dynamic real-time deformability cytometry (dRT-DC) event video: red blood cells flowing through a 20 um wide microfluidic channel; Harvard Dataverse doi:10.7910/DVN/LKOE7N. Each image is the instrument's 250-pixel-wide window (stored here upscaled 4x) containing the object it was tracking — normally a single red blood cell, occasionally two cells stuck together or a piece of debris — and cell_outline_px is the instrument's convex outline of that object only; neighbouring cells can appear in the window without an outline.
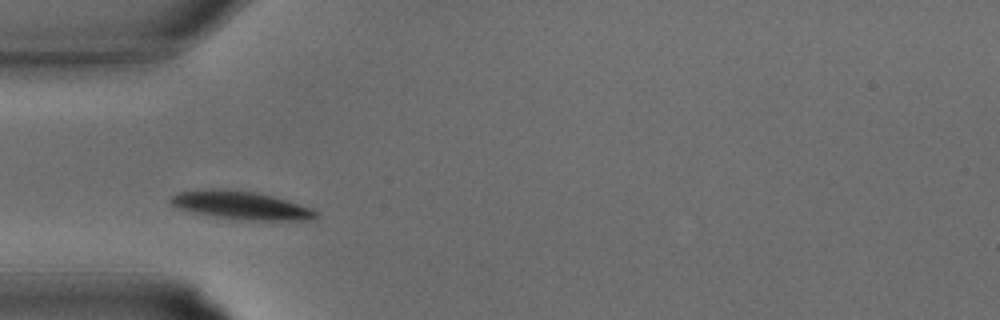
{"species": "common noctule bat (a hibernating species)", "species_latin": "Nyctalus noctula", "temperature_condition": "warm", "stored_images_in_passage": 7, "camera_frame_rate_fps": 3000, "um_per_image_px": 0.085, "animal": {"sex": "male", "body_mass_g": 15.6}, "frame": {"image": 1, "passage_image": 5, "time_ms": 1.333, "image_size_px": [1000, 320], "cell_outline_px": [[316, 216], [308, 220], [244, 220], [212, 216], [192, 212], [180, 208], [172, 204], [168, 200], [168, 196], [180, 192], [208, 188], [212, 188], [252, 192], [272, 196], [312, 208], [316, 212]], "centroid_in_image_um": [20.42, 17.45], "position_along_channel_um": 64.6, "area_um2": 23.52}}